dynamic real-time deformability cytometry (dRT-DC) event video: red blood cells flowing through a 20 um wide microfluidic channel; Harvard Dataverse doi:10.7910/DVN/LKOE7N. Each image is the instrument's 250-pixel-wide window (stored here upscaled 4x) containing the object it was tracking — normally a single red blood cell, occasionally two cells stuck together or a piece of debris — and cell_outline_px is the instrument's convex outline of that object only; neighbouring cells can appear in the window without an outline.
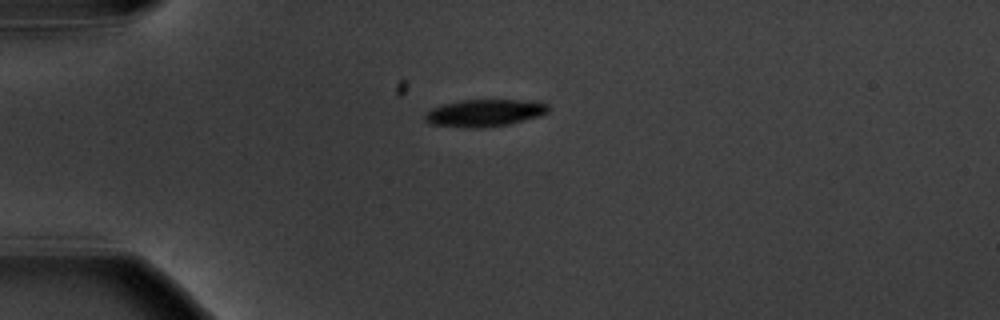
{"species": "common noctule bat (a hibernating species)", "species_latin": "Nyctalus noctula", "temperature_condition": "warm", "stored_images_in_passage": 2, "camera_frame_rate_fps": 3000, "um_per_image_px": 0.085, "animal": {"sex": "male", "body_mass_g": 20.1, "forearm_length_mm": 53.5}, "frame": {"image": 1, "passage_image": 1, "time_ms": 0.0, "image_size_px": [1000, 320], "cell_outline_px": [[548, 112], [540, 116], [508, 124], [484, 128], [464, 128], [428, 124], [424, 120], [424, 116], [432, 108], [444, 104], [460, 100], [544, 100], [548, 104]], "centroid_in_image_um": [41.22, 9.6], "position_along_channel_um": 43.8, "area_um2": 19.88}}